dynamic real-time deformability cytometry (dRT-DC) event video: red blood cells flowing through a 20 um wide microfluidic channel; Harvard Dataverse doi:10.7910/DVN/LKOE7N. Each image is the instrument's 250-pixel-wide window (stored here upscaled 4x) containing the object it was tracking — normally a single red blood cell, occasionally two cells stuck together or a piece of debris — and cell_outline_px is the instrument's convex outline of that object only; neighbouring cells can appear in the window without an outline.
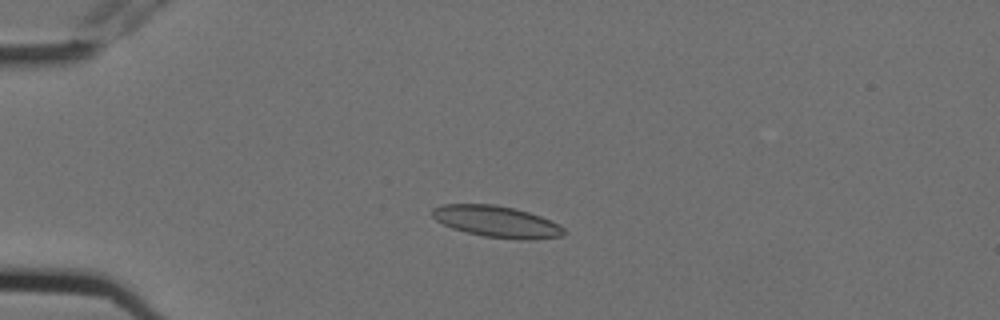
{"species": "Egyptian fruit bat (a non-hibernating species)", "species_latin": "Rousettus aegyptiacus", "temperature_condition": "cold", "stored_images_in_passage": 6, "camera_frame_rate_fps": 3000, "um_per_image_px": 0.085, "animal": {"sex": "female"}, "frame": {"image": 1, "passage_image": 4, "time_ms": 1.0, "image_size_px": [1000, 320], "cell_outline_px": [[568, 232], [564, 236], [532, 240], [520, 240], [484, 236], [452, 228], [436, 220], [432, 216], [432, 208], [444, 204], [496, 204], [528, 212], [540, 216], [564, 228]], "centroid_in_image_um": [42.24, 18.84], "position_along_channel_um": 42.8, "area_um2": 24.04}}
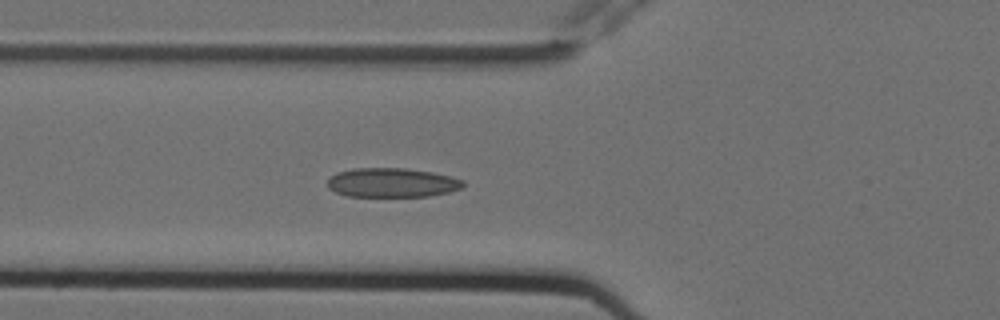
{"frame": {"image": 2, "passage_image": 6, "time_ms": 1.667, "image_size_px": [1000, 320], "cell_outline_px": [[464, 184], [460, 188], [448, 192], [428, 196], [348, 196], [336, 192], [328, 188], [328, 180], [336, 172], [352, 168], [404, 168], [432, 172], [464, 180]], "centroid_in_image_um": [33.29, 15.52], "position_along_channel_um": 92.5, "area_um2": 22.95}}